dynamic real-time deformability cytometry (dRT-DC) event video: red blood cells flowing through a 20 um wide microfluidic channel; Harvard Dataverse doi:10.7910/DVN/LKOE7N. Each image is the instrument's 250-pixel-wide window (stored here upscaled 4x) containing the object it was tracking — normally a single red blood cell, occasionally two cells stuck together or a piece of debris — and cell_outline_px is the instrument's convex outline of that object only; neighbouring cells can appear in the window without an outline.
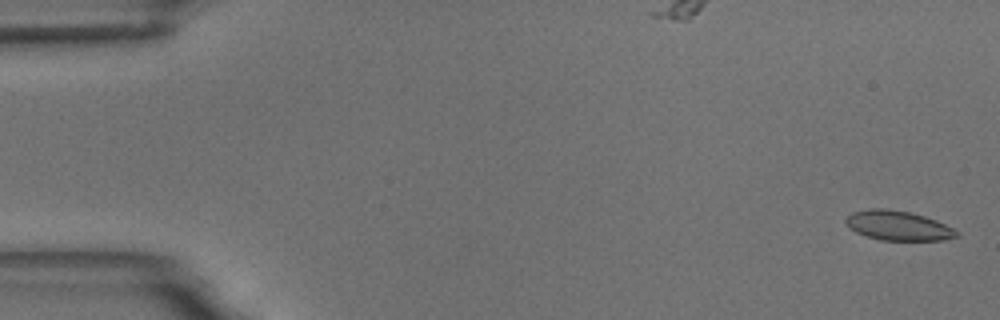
{"species": "common noctule bat (a hibernating species)", "species_latin": "Nyctalus noctula", "temperature_condition": "room temperature", "stored_images_in_passage": 6, "camera_frame_rate_fps": 3000, "um_per_image_px": 0.085, "animal": {"sex": "male", "body_mass_g": 18.8}, "frame": {"image": 1, "passage_image": 1, "time_ms": 0.0, "image_size_px": [1000, 320], "cell_outline_px": [[960, 236], [944, 240], [880, 240], [856, 232], [848, 228], [844, 220], [852, 212], [868, 208], [888, 208], [908, 212], [924, 216], [936, 220], [960, 232]], "centroid_in_image_um": [76.33, 19.17], "position_along_channel_um": 8.7, "area_um2": 19.19}}
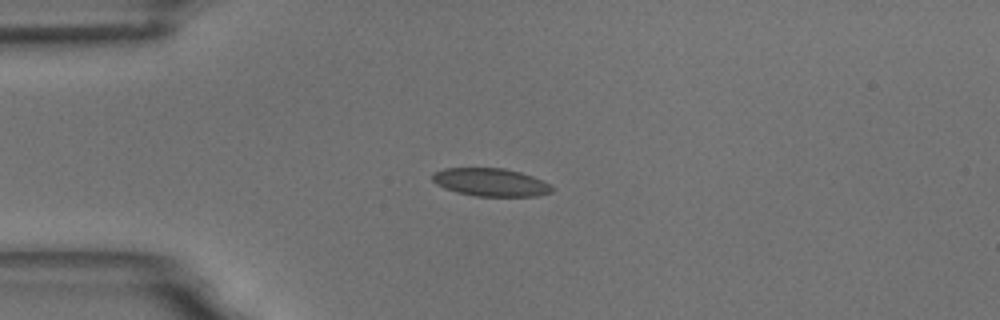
{"frame": {"image": 2, "passage_image": 5, "time_ms": 4.333, "image_size_px": [1000, 320], "cell_outline_px": [[556, 188], [552, 192], [536, 196], [476, 196], [456, 192], [444, 188], [436, 184], [432, 180], [432, 172], [444, 168], [504, 168], [520, 172], [532, 176]], "centroid_in_image_um": [41.68, 15.49], "position_along_channel_um": 43.3, "area_um2": 19.54}}